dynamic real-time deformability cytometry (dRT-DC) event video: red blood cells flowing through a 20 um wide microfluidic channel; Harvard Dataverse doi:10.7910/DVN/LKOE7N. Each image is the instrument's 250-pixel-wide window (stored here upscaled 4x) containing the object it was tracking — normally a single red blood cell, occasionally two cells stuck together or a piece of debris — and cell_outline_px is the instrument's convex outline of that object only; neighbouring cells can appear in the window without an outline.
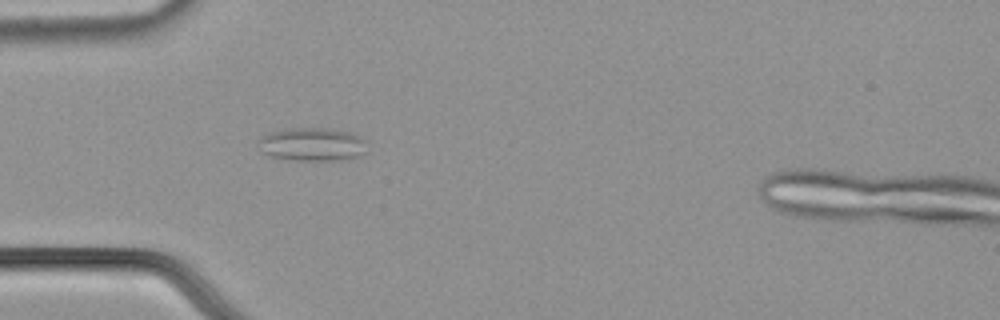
{"species": "common noctule bat (a hibernating species)", "species_latin": "Nyctalus noctula", "temperature_condition": "cold", "stored_images_in_passage": 46, "camera_frame_rate_fps": 3000, "um_per_image_px": 0.085, "animal": {"sex": "male", "body_mass_g": 21.5, "forearm_length_mm": 52.0}, "frame": {"image": 1, "passage_image": 7, "time_ms": 2.0, "image_size_px": [1000, 320], "cell_outline_px": [[368, 152], [360, 156], [340, 160], [296, 160], [272, 156], [260, 152], [260, 140], [264, 136], [272, 132], [292, 128], [328, 128], [348, 132], [360, 136], [364, 140]], "centroid_in_image_um": [26.61, 12.28], "position_along_channel_um": 58.4, "area_um2": 20.92}}
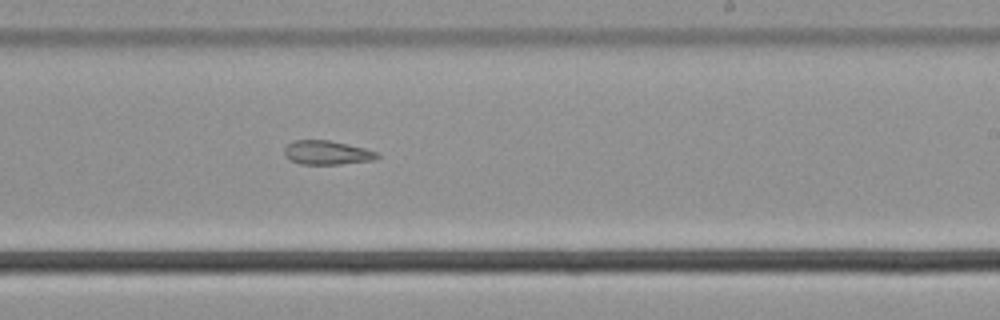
{"frame": {"image": 2, "passage_image": 24, "time_ms": 7.667, "image_size_px": [1000, 320], "cell_outline_px": [[380, 156], [372, 160], [340, 164], [300, 164], [288, 160], [284, 156], [284, 148], [292, 140], [328, 140], [364, 148], [376, 152]], "centroid_in_image_um": [27.72, 12.98], "position_along_channel_um": 261.3, "area_um2": 12.95}}
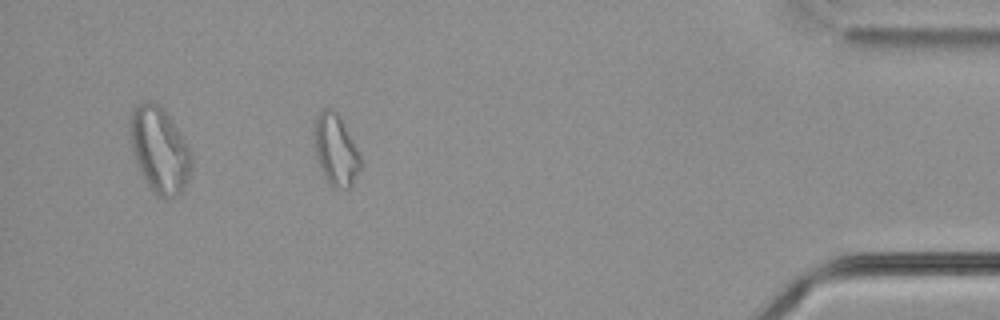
{"frame": {"image": 3, "passage_image": 40, "time_ms": 13.0, "image_size_px": [1000, 320], "cell_outline_px": [[360, 168], [352, 184], [348, 188], [332, 188], [328, 184], [320, 168], [316, 152], [312, 132], [316, 116], [324, 108], [332, 108], [336, 112], [356, 148], [360, 156]], "centroid_in_image_um": [28.49, 12.76], "position_along_channel_um": 406.7, "area_um2": 18.9}, "authors_computed_cell_mechanics": {"area_um2": 15.7216, "velocity_mm_per_s": 3.6713, "shape_relaxation_time_tau1_ms": null, "shape_relaxation_time_tau2_ms": 7.7765, "deformation_change_tau1": null, "deformation_change_tau2": 0.1578}}